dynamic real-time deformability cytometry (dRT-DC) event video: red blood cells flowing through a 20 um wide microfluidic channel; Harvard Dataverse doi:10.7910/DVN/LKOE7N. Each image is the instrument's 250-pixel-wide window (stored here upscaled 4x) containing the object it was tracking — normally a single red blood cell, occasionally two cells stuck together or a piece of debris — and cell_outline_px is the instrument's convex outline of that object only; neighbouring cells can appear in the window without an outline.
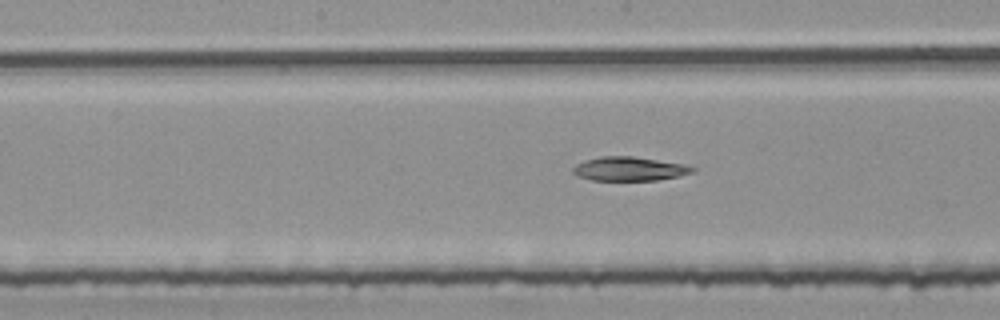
{"species": "common noctule bat (a hibernating species)", "species_latin": "Nyctalus noctula", "temperature_condition": "room temperature", "stored_images_in_passage": 55, "segment_of_instrument_passage": [2, 2], "camera_frame_rate_fps": 3000, "um_per_image_px": 0.085, "animal": {"sex": "female", "body_mass_g": 25.1}, "frame": {"image": 1, "passage_image": 28, "time_ms": 9.0, "image_size_px": [1000, 320], "cell_outline_px": [[696, 172], [680, 176], [656, 180], [592, 180], [576, 176], [572, 172], [572, 168], [576, 164], [584, 160], [600, 156], [632, 156], [684, 164], [696, 168]], "centroid_in_image_um": [53.49, 14.35], "position_along_channel_um": 194.7, "area_um2": 16.82}}
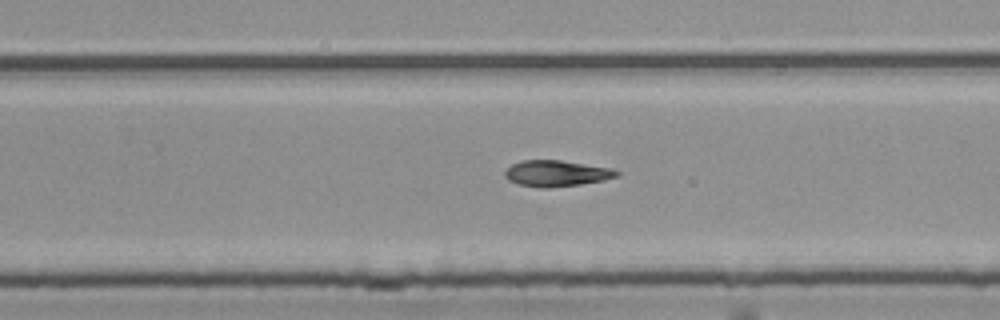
{"frame": {"image": 2, "passage_image": 35, "time_ms": 11.333, "image_size_px": [1000, 320], "cell_outline_px": [[620, 176], [604, 180], [580, 184], [548, 188], [540, 188], [520, 184], [508, 180], [504, 176], [504, 172], [512, 164], [520, 160], [560, 160], [608, 168], [620, 172]], "centroid_in_image_um": [47.27, 14.74], "position_along_channel_um": 282.5, "area_um2": 16.88}}
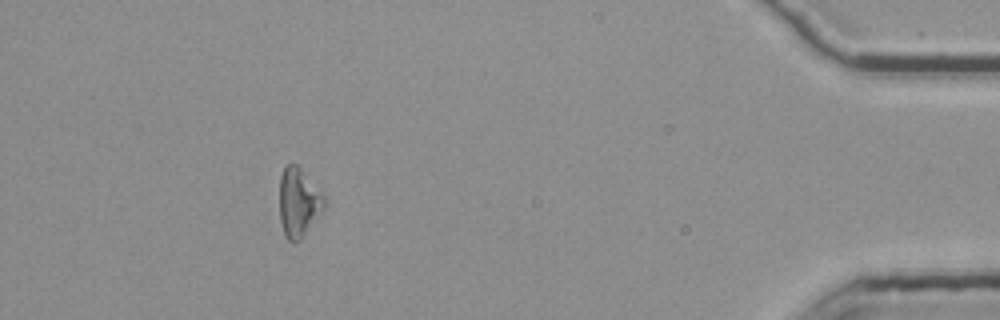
{"frame": {"image": 3, "passage_image": 50, "time_ms": 16.333, "image_size_px": [1000, 320], "cell_outline_px": [[324, 204], [300, 240], [292, 244], [288, 240], [284, 232], [280, 220], [280, 176], [284, 168], [288, 164], [296, 164], [304, 172], [324, 196]], "centroid_in_image_um": [25.33, 17.19], "position_along_channel_um": 409.9, "area_um2": 17.28}}